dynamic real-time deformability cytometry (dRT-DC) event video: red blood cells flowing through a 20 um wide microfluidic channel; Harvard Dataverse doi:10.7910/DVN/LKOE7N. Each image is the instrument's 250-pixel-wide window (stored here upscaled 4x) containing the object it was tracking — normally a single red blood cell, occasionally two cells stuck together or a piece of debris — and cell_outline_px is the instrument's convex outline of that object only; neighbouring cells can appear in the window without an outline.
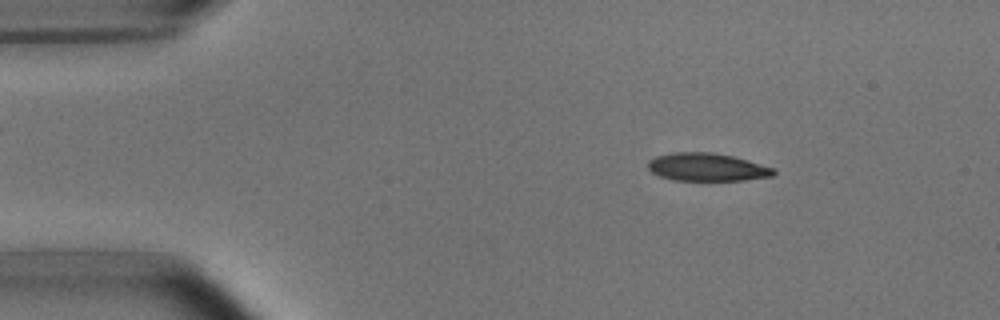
{"species": "common noctule bat (a hibernating species)", "species_latin": "Nyctalus noctula", "temperature_condition": "room temperature", "stored_images_in_passage": 51, "camera_frame_rate_fps": 3000, "um_per_image_px": 0.085, "animal": {"sex": "male", "body_mass_g": 15.6}, "frame": {"image": 1, "passage_image": 7, "time_ms": 2.0, "image_size_px": [1000, 320], "cell_outline_px": [[776, 172], [772, 176], [744, 180], [672, 180], [660, 176], [652, 172], [648, 168], [648, 160], [656, 156], [676, 152], [712, 152], [732, 156], [748, 160], [776, 168]], "centroid_in_image_um": [60.11, 14.2], "position_along_channel_um": 24.9, "area_um2": 20.46}}
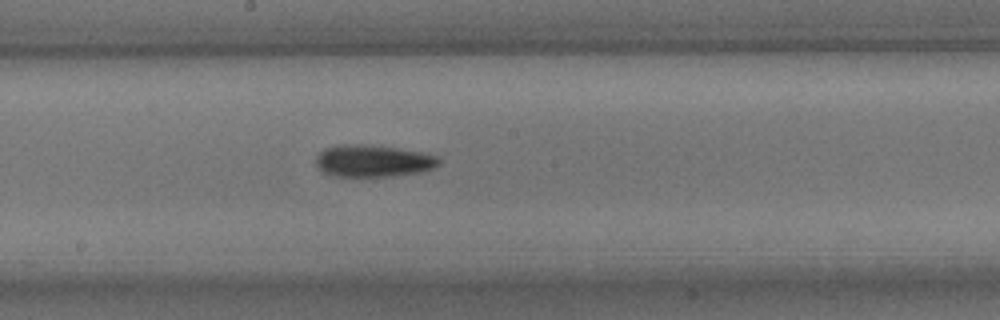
{"frame": {"image": 2, "passage_image": 27, "time_ms": 8.667, "image_size_px": [1000, 320], "cell_outline_px": [[440, 164], [432, 168], [420, 172], [396, 176], [332, 176], [320, 172], [316, 164], [316, 156], [324, 148], [340, 144], [364, 144], [396, 148], [424, 152], [436, 156], [440, 160]], "centroid_in_image_um": [31.68, 13.68], "position_along_channel_um": 216.5, "area_um2": 23.18}}
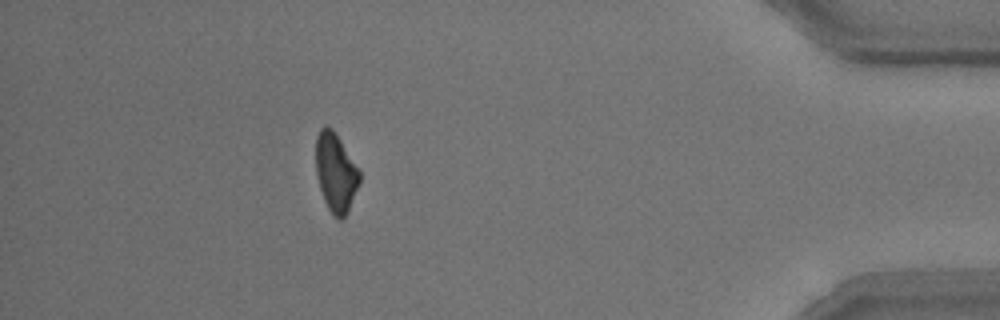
{"frame": {"image": 3, "passage_image": 46, "time_ms": 15.0, "image_size_px": [1000, 320], "cell_outline_px": [[360, 184], [348, 212], [340, 220], [336, 220], [328, 208], [324, 200], [316, 176], [316, 136], [320, 128], [324, 124], [332, 128], [360, 172]], "centroid_in_image_um": [28.52, 14.69], "position_along_channel_um": 406.7, "area_um2": 20.06}, "authors_computed_cell_mechanics": {"area_um2": 21.3282, "velocity_mm_per_s": 3.8134, "shape_relaxation_time_tau1_ms": 3.5018, "shape_relaxation_time_tau2_ms": null, "deformation_change_tau1": 0.1382, "deformation_change_tau2": null}}